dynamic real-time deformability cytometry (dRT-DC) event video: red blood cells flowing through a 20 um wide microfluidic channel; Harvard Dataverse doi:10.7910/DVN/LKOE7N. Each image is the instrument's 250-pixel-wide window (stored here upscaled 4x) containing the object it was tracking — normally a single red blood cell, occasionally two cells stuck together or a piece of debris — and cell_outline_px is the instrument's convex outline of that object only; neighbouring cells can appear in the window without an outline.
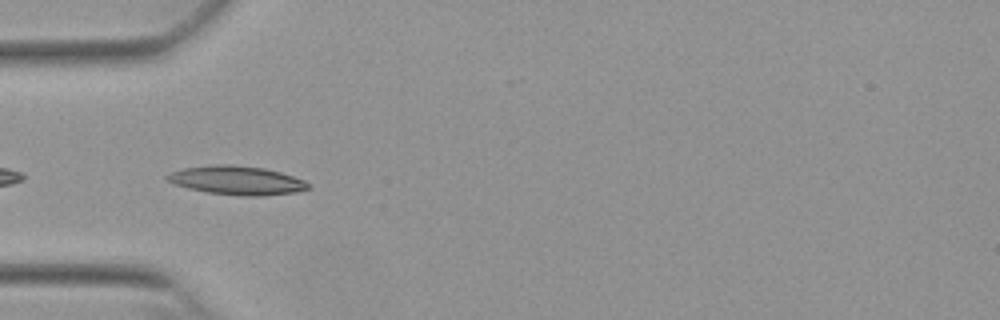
{"species": "Egyptian fruit bat (a non-hibernating species)", "species_latin": "Rousettus aegyptiacus", "temperature_condition": "warm", "stored_images_in_passage": 30, "camera_frame_rate_fps": 3000, "um_per_image_px": 0.085, "animal": {"sex": "female"}, "frame": {"image": 1, "passage_image": 2, "time_ms": 0.333, "image_size_px": [1000, 320], "cell_outline_px": [[312, 188], [296, 192], [260, 196], [240, 196], [208, 192], [188, 188], [164, 180], [164, 176], [172, 172], [184, 168], [216, 164], [228, 164], [264, 168], [280, 172], [304, 180]], "centroid_in_image_um": [20.12, 15.33], "position_along_channel_um": 64.9, "area_um2": 23.58}}
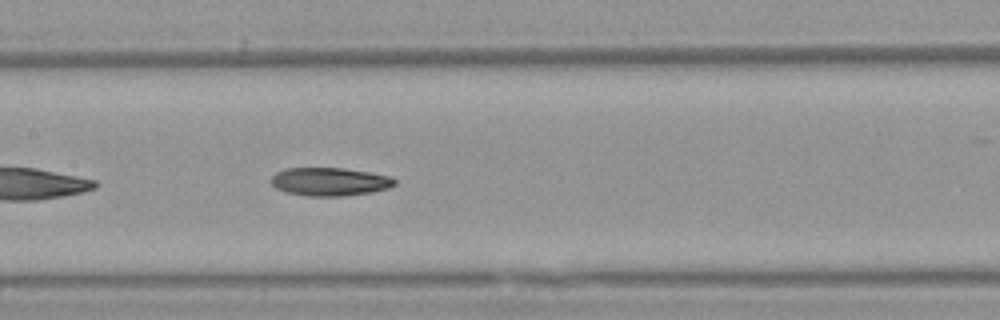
{"frame": {"image": 2, "passage_image": 11, "time_ms": 3.333, "image_size_px": [1000, 320], "cell_outline_px": [[396, 184], [388, 188], [372, 192], [344, 196], [308, 196], [284, 192], [276, 188], [272, 184], [272, 176], [276, 172], [284, 168], [344, 168], [392, 176], [396, 180]], "centroid_in_image_um": [28.03, 15.44], "position_along_channel_um": 179.4, "area_um2": 20.46}}
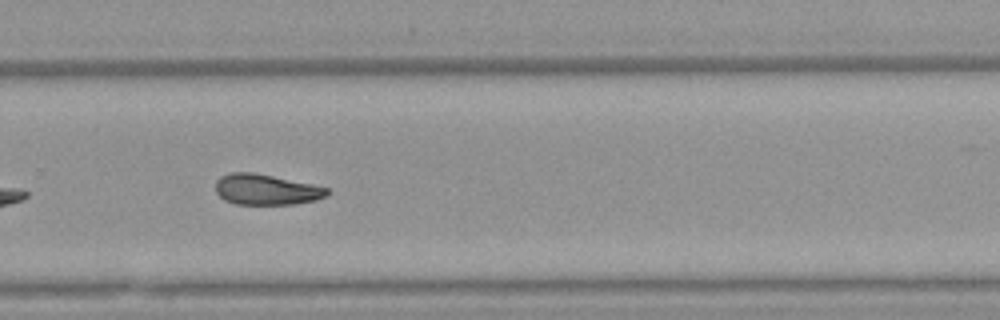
{"frame": {"image": 3, "passage_image": 21, "time_ms": 6.667, "image_size_px": [1000, 320], "cell_outline_px": [[328, 192], [324, 196], [316, 200], [296, 204], [236, 204], [224, 200], [216, 192], [216, 180], [220, 176], [228, 172], [252, 172], [312, 184], [328, 188]], "centroid_in_image_um": [22.58, 16.11], "position_along_channel_um": 307.2, "area_um2": 19.83}, "authors_computed_cell_mechanics": {"area_um2": 20.5479, "velocity_mm_per_s": 3.8492, "shape_relaxation_time_tau1_ms": 7.1017, "shape_relaxation_time_tau2_ms": 8.1348, "deformation_change_tau1": 0.1986, "deformation_change_tau2": 0.1642}}